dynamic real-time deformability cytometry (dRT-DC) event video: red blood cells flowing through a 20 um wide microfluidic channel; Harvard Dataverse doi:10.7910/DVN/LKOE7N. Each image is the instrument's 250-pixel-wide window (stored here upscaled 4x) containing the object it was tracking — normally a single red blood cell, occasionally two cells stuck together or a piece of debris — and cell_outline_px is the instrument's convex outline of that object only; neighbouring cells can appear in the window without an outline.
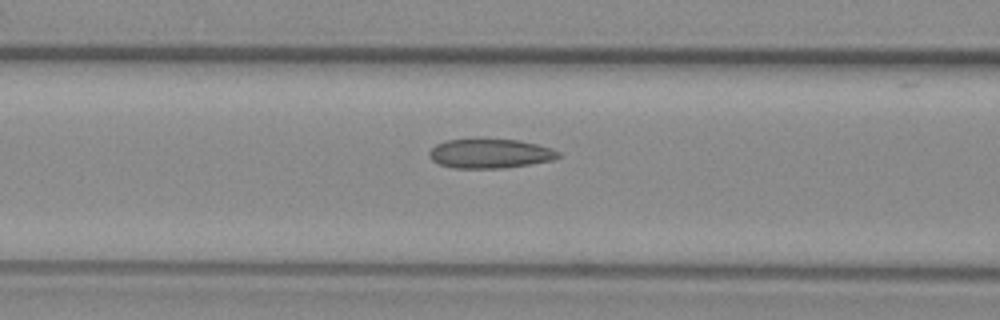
{"species": "common noctule bat (a hibernating species)", "species_latin": "Nyctalus noctula", "temperature_condition": "warm", "stored_images_in_passage": 40, "camera_frame_rate_fps": 3000, "um_per_image_px": 0.085, "animal": {"sex": "female", "body_mass_g": 29.2, "forearm_length_mm": 56.3}, "frame": {"image": 1, "passage_image": 6, "time_ms": 1.667, "image_size_px": [1000, 320], "cell_outline_px": [[560, 156], [552, 160], [504, 168], [452, 168], [440, 164], [432, 160], [428, 156], [428, 152], [436, 144], [444, 140], [476, 136], [480, 136], [520, 140], [552, 148], [560, 152]], "centroid_in_image_um": [41.6, 13.0], "position_along_channel_um": 125.0, "area_um2": 23.0}}
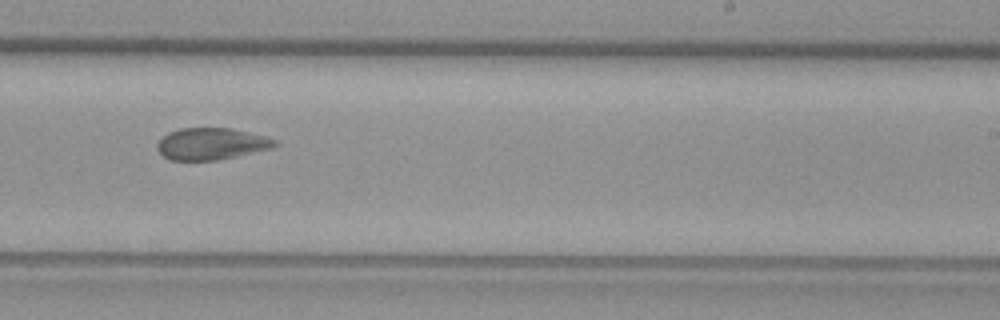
{"frame": {"image": 2, "passage_image": 18, "time_ms": 5.667, "image_size_px": [1000, 320], "cell_outline_px": [[276, 144], [272, 148], [236, 156], [216, 160], [172, 160], [164, 156], [156, 148], [156, 144], [168, 132], [180, 128], [232, 128], [268, 136], [276, 140]], "centroid_in_image_um": [17.97, 12.21], "position_along_channel_um": 271.0, "area_um2": 21.73}}
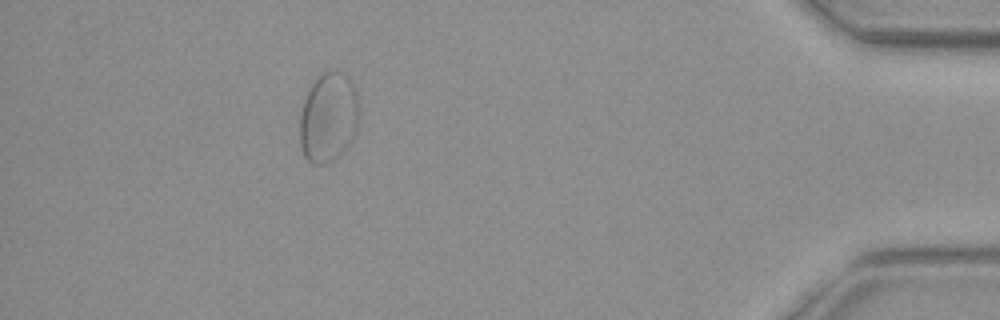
{"frame": {"image": 3, "passage_image": 34, "time_ms": 11.0, "image_size_px": [1000, 320], "cell_outline_px": [[360, 112], [356, 128], [344, 152], [332, 160], [320, 164], [312, 164], [304, 156], [300, 148], [300, 112], [304, 100], [316, 76], [324, 72], [344, 72], [348, 76], [356, 92]], "centroid_in_image_um": [27.91, 9.98], "position_along_channel_um": 407.3, "area_um2": 30.98}}